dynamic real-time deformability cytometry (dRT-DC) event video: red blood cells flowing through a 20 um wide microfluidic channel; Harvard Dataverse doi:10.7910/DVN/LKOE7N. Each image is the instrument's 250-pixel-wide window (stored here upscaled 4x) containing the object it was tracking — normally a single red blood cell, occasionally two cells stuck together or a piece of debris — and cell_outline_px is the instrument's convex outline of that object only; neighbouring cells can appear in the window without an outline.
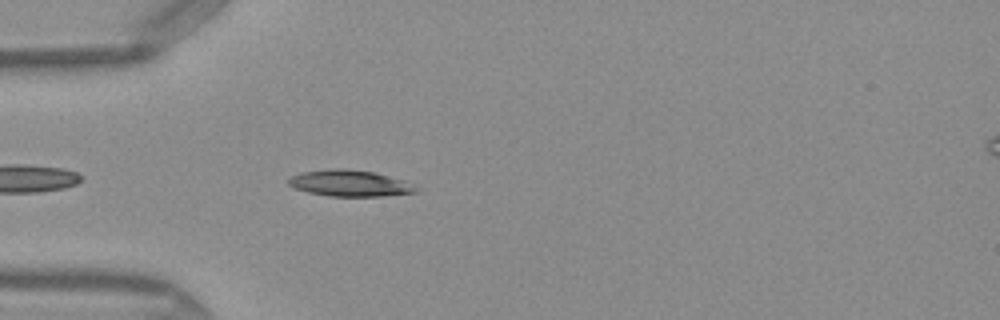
{"species": "Egyptian fruit bat (a non-hibernating species)", "species_latin": "Rousettus aegyptiacus", "temperature_condition": "warm", "stored_images_in_passage": 6, "camera_frame_rate_fps": 3000, "um_per_image_px": 0.085, "frame": {"image": 1, "passage_image": 3, "time_ms": 0.667, "image_size_px": [1000, 320], "cell_outline_px": [[420, 188], [416, 192], [380, 196], [328, 196], [308, 192], [296, 188], [288, 184], [288, 180], [292, 176], [304, 172], [332, 168], [344, 168], [372, 172], [408, 180]], "centroid_in_image_um": [29.8, 15.57], "position_along_channel_um": 55.2, "area_um2": 19.54}}